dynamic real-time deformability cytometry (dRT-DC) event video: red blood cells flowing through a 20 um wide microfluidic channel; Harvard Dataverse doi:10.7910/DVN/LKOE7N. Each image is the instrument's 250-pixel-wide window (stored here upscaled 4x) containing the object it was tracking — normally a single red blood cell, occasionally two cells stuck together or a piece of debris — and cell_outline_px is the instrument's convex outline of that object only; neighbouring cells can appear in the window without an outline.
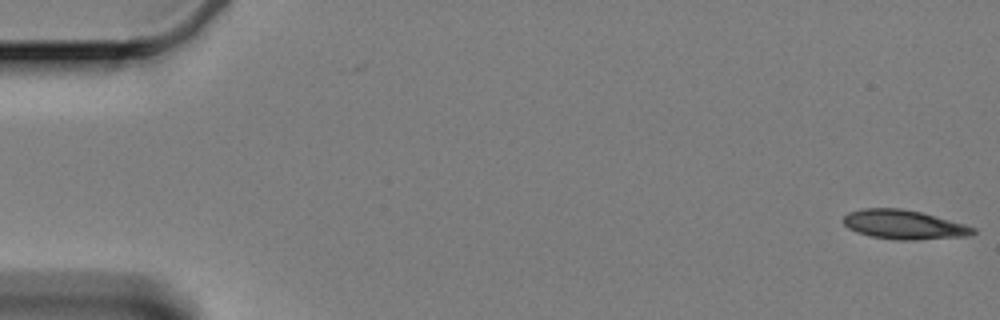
{"species": "Egyptian fruit bat (a non-hibernating species)", "species_latin": "Rousettus aegyptiacus", "temperature_condition": "cold", "stored_images_in_passage": 58, "camera_frame_rate_fps": 3000, "um_per_image_px": 0.085, "animal": {"sex": "female"}, "frame": {"image": 1, "passage_image": 1, "time_ms": 0.0, "image_size_px": [1000, 320], "cell_outline_px": [[976, 232], [972, 236], [916, 240], [896, 240], [872, 236], [856, 232], [848, 228], [844, 224], [844, 216], [848, 212], [864, 208], [900, 208], [920, 212], [936, 216], [964, 224], [976, 228]], "centroid_in_image_um": [76.86, 19.1], "position_along_channel_um": 8.1, "area_um2": 22.14}}
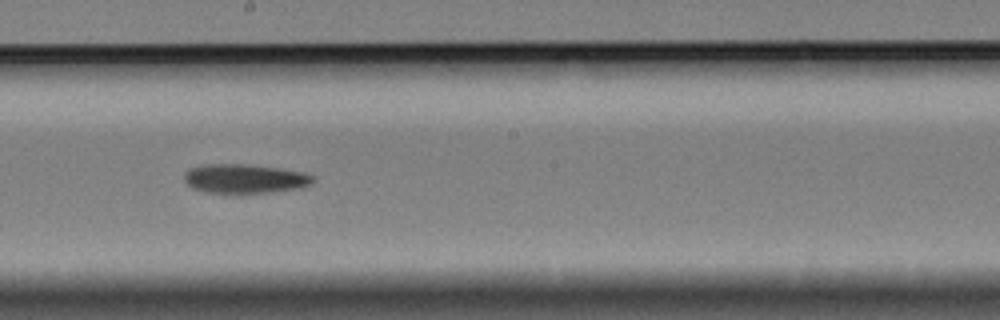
{"frame": {"image": 2, "passage_image": 33, "time_ms": 10.667, "image_size_px": [1000, 320], "cell_outline_px": [[316, 176], [312, 184], [304, 188], [268, 192], [204, 192], [192, 188], [184, 180], [184, 176], [188, 168], [200, 164], [244, 164], [276, 168], [304, 172]], "centroid_in_image_um": [20.82, 15.17], "position_along_channel_um": 227.4, "area_um2": 21.91}}
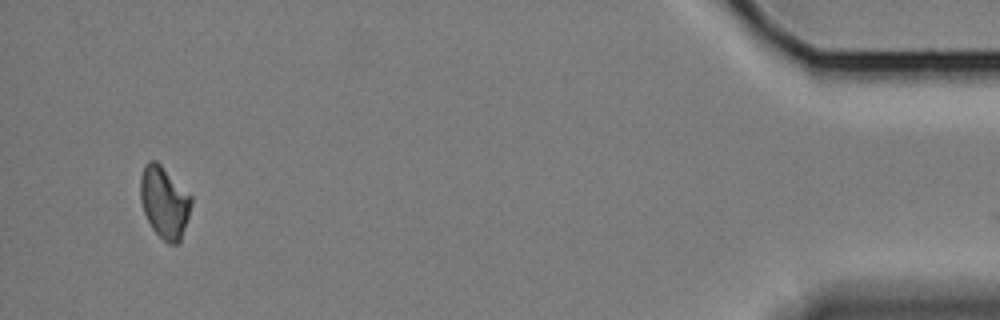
{"frame": {"image": 3, "passage_image": 57, "time_ms": 18.667, "image_size_px": [1000, 320], "cell_outline_px": [[192, 204], [180, 240], [176, 244], [168, 244], [152, 228], [144, 212], [140, 200], [140, 176], [144, 164], [148, 160], [156, 160], [192, 196]], "centroid_in_image_um": [13.95, 17.16], "position_along_channel_um": 421.2, "area_um2": 21.15}}